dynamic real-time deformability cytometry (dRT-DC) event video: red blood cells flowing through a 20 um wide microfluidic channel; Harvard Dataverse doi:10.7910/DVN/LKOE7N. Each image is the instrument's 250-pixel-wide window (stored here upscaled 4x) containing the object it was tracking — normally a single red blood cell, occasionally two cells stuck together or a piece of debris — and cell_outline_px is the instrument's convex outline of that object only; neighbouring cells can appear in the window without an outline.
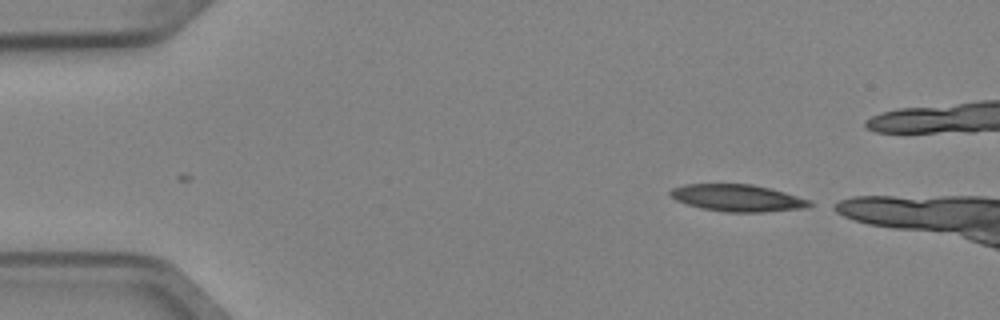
{"species": "Egyptian fruit bat (a non-hibernating species)", "species_latin": "Rousettus aegyptiacus", "temperature_condition": "cold", "stored_images_in_passage": 2, "camera_frame_rate_fps": 3000, "um_per_image_px": 0.085, "animal": {"sex": "female"}, "frame": {"image": 1, "passage_image": 2, "time_ms": 0.333, "image_size_px": [1000, 320], "cell_outline_px": [[816, 204], [808, 208], [760, 212], [724, 212], [700, 208], [676, 200], [668, 196], [668, 192], [672, 188], [684, 184], [752, 184], [784, 192], [812, 200]], "centroid_in_image_um": [62.7, 16.83], "position_along_channel_um": 22.3, "area_um2": 22.14}}